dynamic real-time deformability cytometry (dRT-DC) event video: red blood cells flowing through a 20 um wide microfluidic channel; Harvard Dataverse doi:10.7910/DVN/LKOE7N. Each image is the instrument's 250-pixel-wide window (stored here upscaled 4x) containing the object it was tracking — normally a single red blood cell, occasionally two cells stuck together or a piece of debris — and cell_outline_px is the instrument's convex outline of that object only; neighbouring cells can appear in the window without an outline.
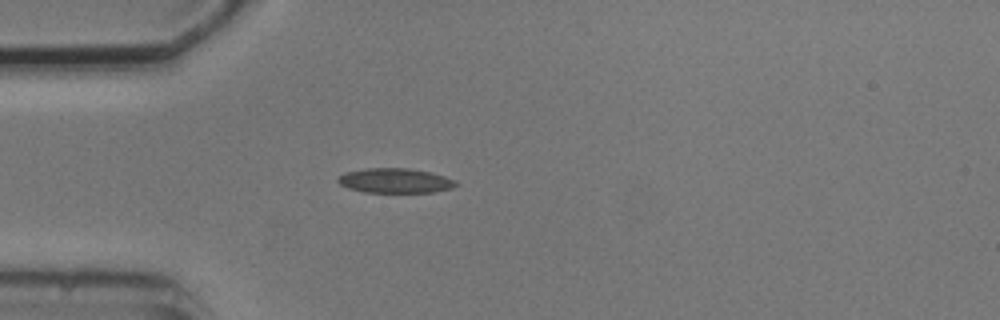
{"species": "common noctule bat (a hibernating species)", "species_latin": "Nyctalus noctula", "temperature_condition": "cold", "stored_images_in_passage": 4, "camera_frame_rate_fps": 3000, "um_per_image_px": 0.085, "animal": {"sex": "male", "body_mass_g": 20.5, "forearm_length_mm": 52.5}, "frame": {"image": 1, "passage_image": 4, "time_ms": 3.333, "image_size_px": [1000, 320], "cell_outline_px": [[460, 184], [452, 188], [436, 192], [364, 192], [348, 188], [340, 184], [336, 180], [336, 176], [344, 172], [364, 168], [408, 168], [432, 172], [456, 180]], "centroid_in_image_um": [33.58, 15.35], "position_along_channel_um": 51.4, "area_um2": 17.28}}